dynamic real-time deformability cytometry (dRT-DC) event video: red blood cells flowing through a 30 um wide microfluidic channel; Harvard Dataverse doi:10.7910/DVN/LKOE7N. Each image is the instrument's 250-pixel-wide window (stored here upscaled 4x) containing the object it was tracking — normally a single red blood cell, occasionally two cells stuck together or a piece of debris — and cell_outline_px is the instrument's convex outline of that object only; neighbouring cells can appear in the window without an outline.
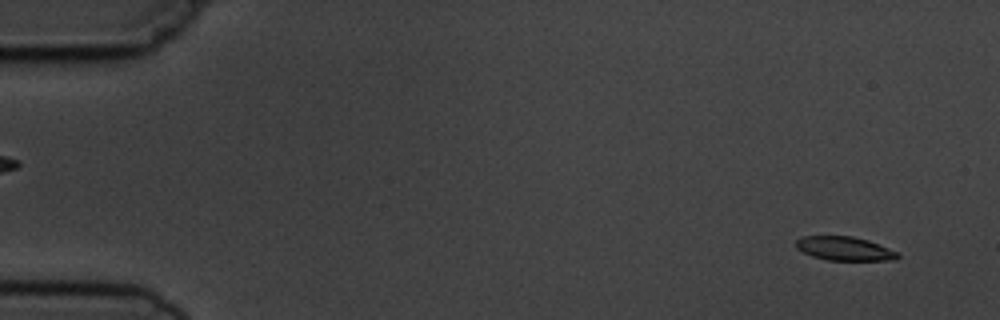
{"species": "common noctule bat (a hibernating species)", "species_latin": "Nyctalus noctula", "temperature_condition": "cold", "stored_images_in_passage": 2, "camera_frame_rate_fps": 3000, "um_per_image_px": 0.085, "animal": {"sex": "male", "body_mass_g": 19.5, "forearm_length_mm": 54.6}, "frame": {"image": 1, "passage_image": 2, "time_ms": 1.333, "image_size_px": [1000, 320], "cell_outline_px": [[900, 256], [896, 260], [828, 260], [812, 256], [796, 248], [796, 240], [804, 236], [852, 236], [868, 240], [900, 252]], "centroid_in_image_um": [71.83, 21.13], "position_along_channel_um": 13.2, "area_um2": 14.16}}